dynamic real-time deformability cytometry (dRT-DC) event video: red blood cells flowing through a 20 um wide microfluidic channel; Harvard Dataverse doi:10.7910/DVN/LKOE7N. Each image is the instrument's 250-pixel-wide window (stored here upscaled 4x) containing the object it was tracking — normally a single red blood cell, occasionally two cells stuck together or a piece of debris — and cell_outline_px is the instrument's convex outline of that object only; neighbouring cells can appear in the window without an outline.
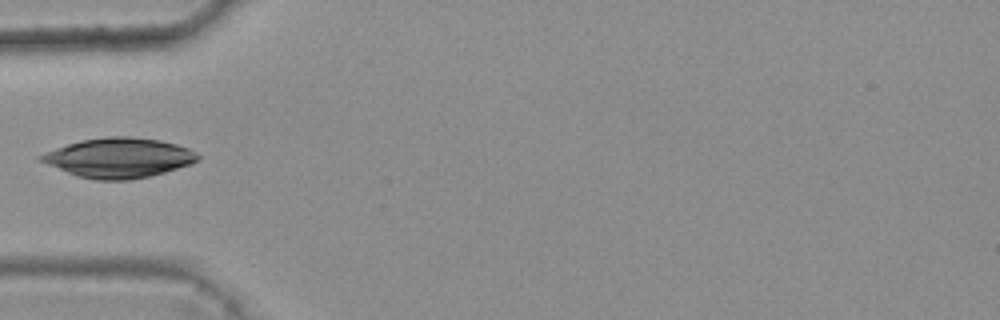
{"species": "common noctule bat (a hibernating species)", "species_latin": "Nyctalus noctula", "temperature_condition": "warm", "stored_images_in_passage": 5, "camera_frame_rate_fps": 3000, "um_per_image_px": 0.085, "animal": {"sex": "female", "body_mass_g": 25.1}, "frame": {"image": 1, "passage_image": 5, "time_ms": 1.333, "image_size_px": [1000, 320], "cell_outline_px": [[200, 160], [164, 172], [148, 176], [128, 180], [96, 180], [76, 176], [36, 160], [36, 156], [56, 148], [80, 140], [108, 136], [128, 136], [160, 140], [176, 144], [188, 148], [196, 152], [200, 156]], "centroid_in_image_um": [10.05, 13.41], "position_along_channel_um": 74.9, "area_um2": 36.3}}